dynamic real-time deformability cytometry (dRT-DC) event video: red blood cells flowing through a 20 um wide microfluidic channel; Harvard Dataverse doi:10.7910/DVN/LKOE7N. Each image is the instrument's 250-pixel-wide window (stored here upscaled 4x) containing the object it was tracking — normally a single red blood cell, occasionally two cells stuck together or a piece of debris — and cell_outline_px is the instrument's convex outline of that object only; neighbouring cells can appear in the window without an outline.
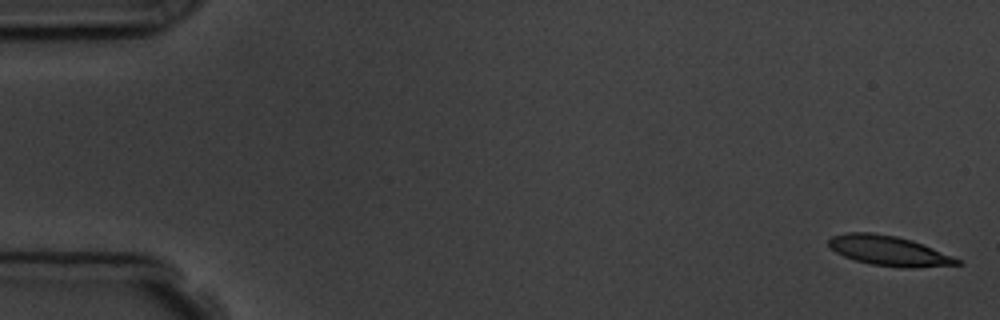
{"species": "common noctule bat (a hibernating species)", "species_latin": "Nyctalus noctula", "temperature_condition": "room temperature", "stored_images_in_passage": 5, "camera_frame_rate_fps": 3000, "um_per_image_px": 0.085, "animal": {"sex": "male", "body_mass_g": 19.5, "forearm_length_mm": 54.6}, "frame": {"image": 1, "passage_image": 1, "time_ms": 0.0, "image_size_px": [1000, 320], "cell_outline_px": [[964, 264], [912, 268], [904, 268], [872, 264], [856, 260], [844, 256], [836, 252], [828, 244], [828, 240], [832, 236], [844, 232], [872, 232], [896, 236], [912, 240], [964, 260]], "centroid_in_image_um": [75.6, 21.31], "position_along_channel_um": 9.4, "area_um2": 22.48}}
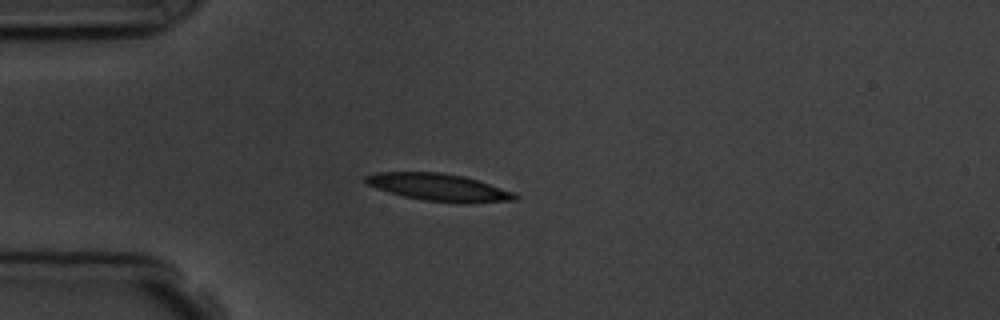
{"frame": {"image": 2, "passage_image": 5, "time_ms": 4.333, "image_size_px": [1000, 320], "cell_outline_px": [[520, 196], [516, 200], [468, 204], [424, 200], [404, 196], [388, 192], [376, 188], [368, 184], [364, 180], [364, 176], [376, 172], [440, 172], [464, 176], [512, 192]], "centroid_in_image_um": [37.29, 15.93], "position_along_channel_um": 47.7, "area_um2": 23.7}}